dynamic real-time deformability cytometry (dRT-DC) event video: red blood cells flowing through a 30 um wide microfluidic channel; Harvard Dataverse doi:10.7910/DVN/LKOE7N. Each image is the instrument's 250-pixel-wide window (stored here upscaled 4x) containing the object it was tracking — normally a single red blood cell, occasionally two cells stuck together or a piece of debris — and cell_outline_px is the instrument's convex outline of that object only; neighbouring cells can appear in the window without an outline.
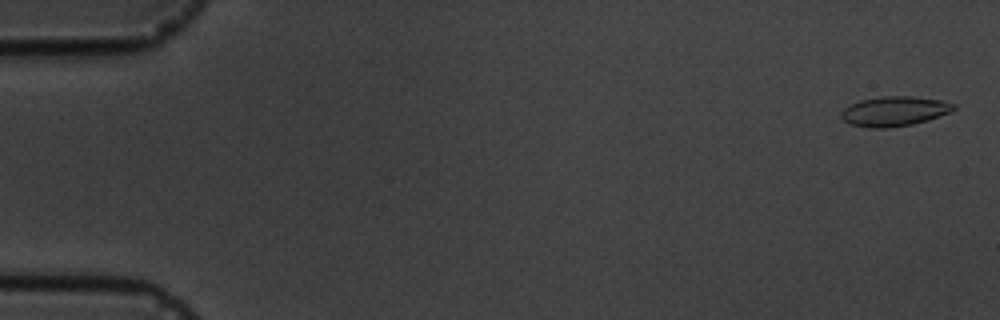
{"species": "common noctule bat (a hibernating species)", "species_latin": "Nyctalus noctula", "temperature_condition": "cold", "stored_images_in_passage": 17, "camera_frame_rate_fps": 3000, "um_per_image_px": 0.085, "animal": {"sex": "male", "body_mass_g": 19.5, "forearm_length_mm": 54.6}, "frame": {"image": 1, "passage_image": 1, "time_ms": 0.0, "image_size_px": [1000, 320], "cell_outline_px": [[956, 108], [948, 112], [928, 120], [912, 124], [888, 128], [872, 128], [848, 124], [840, 116], [840, 112], [844, 108], [860, 100], [880, 96], [912, 96], [940, 100], [956, 104]], "centroid_in_image_um": [75.99, 9.45], "position_along_channel_um": 9.0, "area_um2": 19.48}}
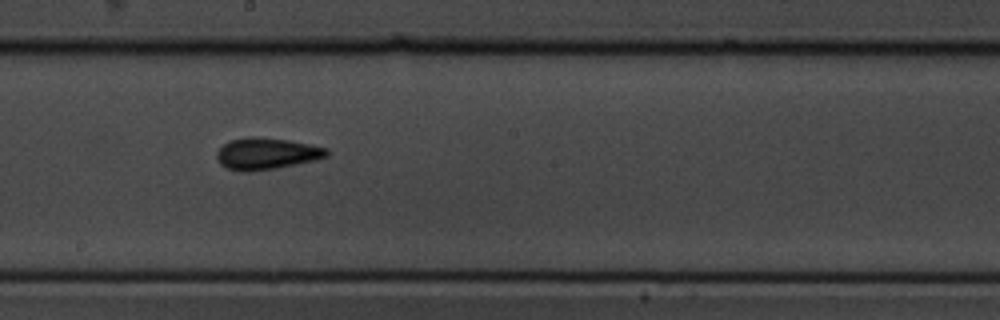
{"frame": {"image": 2, "passage_image": 10, "time_ms": 10.0, "image_size_px": [1000, 320], "cell_outline_px": [[328, 156], [316, 160], [276, 168], [248, 172], [244, 172], [228, 168], [220, 164], [216, 156], [216, 152], [224, 144], [232, 140], [248, 136], [252, 136], [288, 140], [328, 148]], "centroid_in_image_um": [22.65, 13.06], "position_along_channel_um": 225.5, "area_um2": 20.17}}
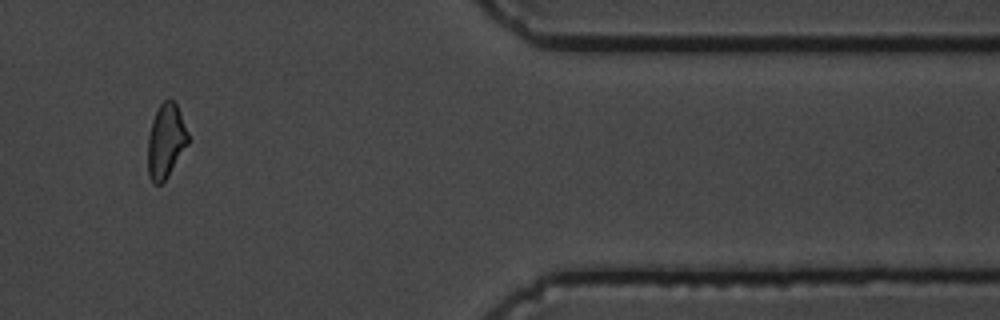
{"frame": {"image": 3, "passage_image": 15, "time_ms": 15.667, "image_size_px": [1000, 320], "cell_outline_px": [[188, 144], [168, 176], [160, 184], [152, 184], [148, 176], [148, 136], [152, 120], [160, 104], [168, 96], [176, 104], [180, 112], [188, 132]], "centroid_in_image_um": [14.09, 11.98], "position_along_channel_um": 397.3, "area_um2": 17.46}, "authors_computed_cell_mechanics": {"area_um2": 18.5538, "velocity_mm_per_s": 3.561, "shape_relaxation_time_tau1_ms": 2.4706, "shape_relaxation_time_tau2_ms": 1.9551, "deformation_change_tau1": 0.1114, "deformation_change_tau2": 0.0778}}